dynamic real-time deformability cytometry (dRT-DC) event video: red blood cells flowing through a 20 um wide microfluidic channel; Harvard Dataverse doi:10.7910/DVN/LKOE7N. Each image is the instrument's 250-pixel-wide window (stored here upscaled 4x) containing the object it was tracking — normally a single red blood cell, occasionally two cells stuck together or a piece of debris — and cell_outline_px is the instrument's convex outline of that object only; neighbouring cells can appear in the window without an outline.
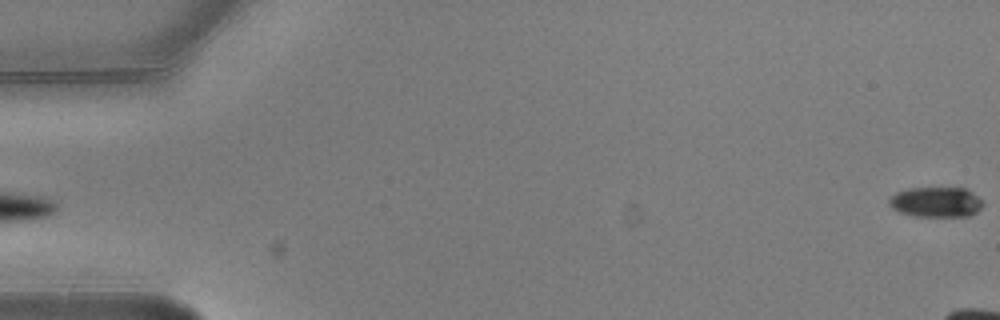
{"species": "common noctule bat (a hibernating species)", "species_latin": "Nyctalus noctula", "temperature_condition": "warm", "stored_images_in_passage": 3, "segment_of_instrument_passage": [2, 2], "camera_frame_rate_fps": 3000, "um_per_image_px": 0.085, "animal": {"sex": "male", "body_mass_g": 20.5, "forearm_length_mm": 52.5}, "frame": {"image": 1, "passage_image": 3, "time_ms": 0.667, "image_size_px": [1000, 320], "cell_outline_px": [[984, 204], [976, 212], [968, 216], [912, 216], [900, 212], [892, 208], [888, 204], [888, 196], [896, 192], [908, 188], [968, 188], [984, 200]], "centroid_in_image_um": [79.56, 17.16], "position_along_channel_um": 5.4, "area_um2": 16.82}}